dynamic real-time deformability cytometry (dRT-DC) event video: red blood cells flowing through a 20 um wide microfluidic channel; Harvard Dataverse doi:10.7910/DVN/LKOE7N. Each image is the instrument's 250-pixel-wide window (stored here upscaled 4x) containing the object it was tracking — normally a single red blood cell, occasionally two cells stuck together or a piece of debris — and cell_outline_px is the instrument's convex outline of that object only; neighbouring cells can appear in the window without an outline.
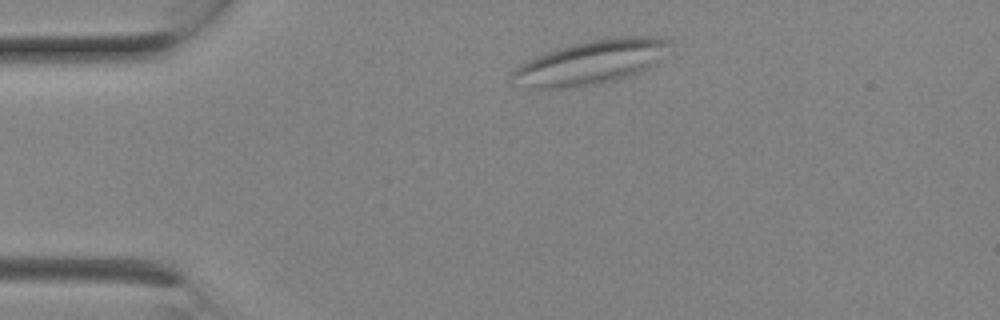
{"species": "Egyptian fruit bat (a non-hibernating species)", "species_latin": "Rousettus aegyptiacus", "temperature_condition": "room temperature", "stored_images_in_passage": 3, "camera_frame_rate_fps": 3000, "um_per_image_px": 0.085, "animal": {"sex": "female"}, "frame": {"image": 1, "passage_image": 1, "time_ms": 0.0, "image_size_px": [1000, 320], "cell_outline_px": [[668, 44], [656, 64], [644, 72], [632, 76], [600, 84], [572, 88], [532, 88], [512, 76], [512, 72], [520, 64], [536, 56], [572, 44], [588, 40], [620, 36], [660, 36], [668, 40]], "centroid_in_image_um": [50.31, 5.29], "position_along_channel_um": 34.7, "area_um2": 40.06}}